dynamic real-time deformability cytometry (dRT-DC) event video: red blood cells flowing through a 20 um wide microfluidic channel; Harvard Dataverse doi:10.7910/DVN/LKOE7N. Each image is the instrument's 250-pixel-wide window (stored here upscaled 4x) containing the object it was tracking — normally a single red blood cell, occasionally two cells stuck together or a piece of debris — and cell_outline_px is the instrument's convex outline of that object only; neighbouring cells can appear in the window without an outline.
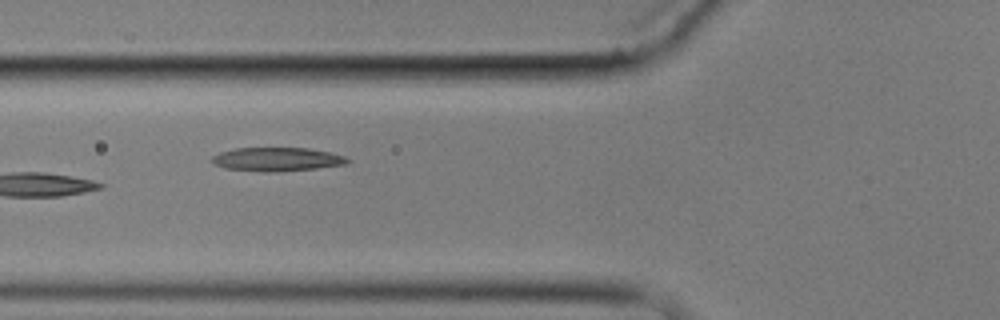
{"species": "common noctule bat (a hibernating species)", "species_latin": "Nyctalus noctula", "temperature_condition": "cold", "stored_images_in_passage": 16, "camera_frame_rate_fps": 3000, "um_per_image_px": 0.085, "animal": {"sex": "male", "body_mass_g": 17.9}, "frame": {"image": 1, "passage_image": 7, "time_ms": 8.0, "image_size_px": [1000, 320], "cell_outline_px": [[352, 160], [348, 164], [316, 168], [276, 172], [264, 172], [224, 168], [216, 164], [212, 160], [212, 156], [220, 152], [236, 148], [308, 148], [328, 152], [344, 156]], "centroid_in_image_um": [23.57, 13.54], "position_along_channel_um": 102.2, "area_um2": 18.67}}